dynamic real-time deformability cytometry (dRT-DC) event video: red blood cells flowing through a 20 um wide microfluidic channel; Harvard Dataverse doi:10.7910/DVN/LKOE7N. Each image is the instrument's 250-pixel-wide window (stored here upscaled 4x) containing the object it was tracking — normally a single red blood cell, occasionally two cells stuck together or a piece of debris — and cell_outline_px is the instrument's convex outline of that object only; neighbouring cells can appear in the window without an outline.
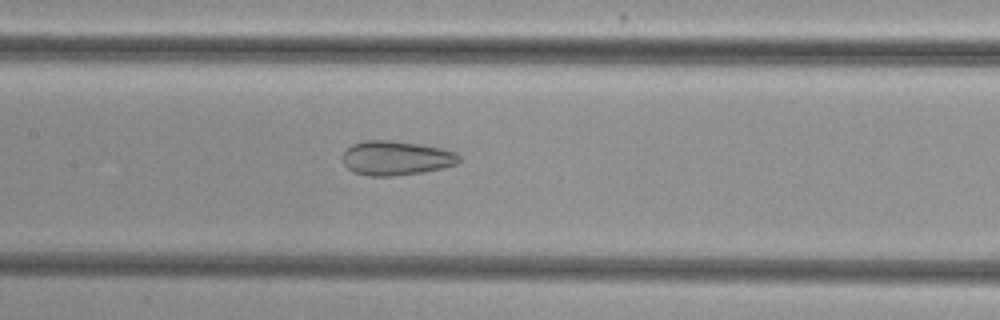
{"species": "common noctule bat (a hibernating species)", "species_latin": "Nyctalus noctula", "temperature_condition": "cold", "stored_images_in_passage": 39, "camera_frame_rate_fps": 3000, "um_per_image_px": 0.085, "animal": {"sex": "female", "body_mass_g": 29.2, "forearm_length_mm": 56.3}, "frame": {"image": 1, "passage_image": 12, "time_ms": 3.667, "image_size_px": [1000, 320], "cell_outline_px": [[460, 160], [456, 164], [440, 168], [420, 172], [392, 176], [368, 176], [352, 172], [344, 164], [344, 152], [352, 144], [364, 140], [392, 140], [420, 144], [440, 148], [456, 152], [460, 156]], "centroid_in_image_um": [33.65, 13.43], "position_along_channel_um": 173.7, "area_um2": 23.18}}
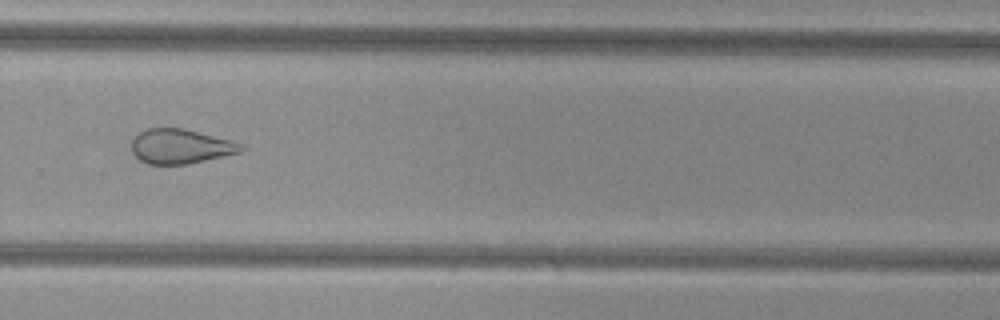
{"frame": {"image": 2, "passage_image": 23, "time_ms": 7.333, "image_size_px": [1000, 320], "cell_outline_px": [[244, 148], [240, 152], [188, 164], [148, 164], [140, 160], [132, 152], [132, 140], [140, 132], [148, 128], [184, 128], [232, 140], [244, 144]], "centroid_in_image_um": [15.36, 12.43], "position_along_channel_um": 314.4, "area_um2": 22.02}}
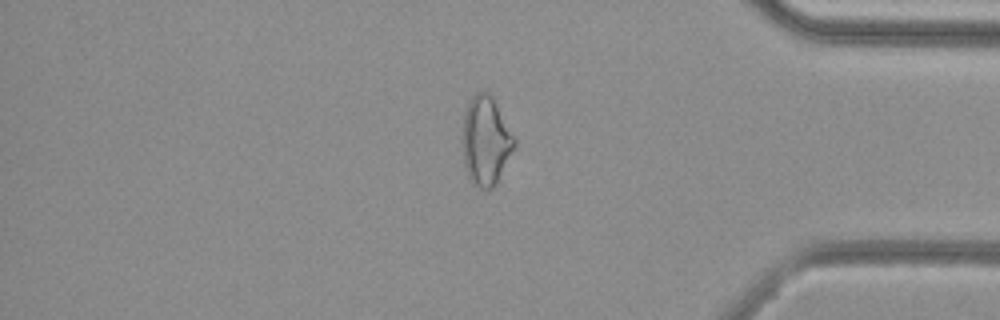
{"frame": {"image": 3, "passage_image": 31, "time_ms": 10.0, "image_size_px": [1000, 320], "cell_outline_px": [[516, 144], [496, 184], [492, 188], [480, 188], [472, 184], [468, 180], [464, 168], [460, 140], [464, 112], [472, 96], [476, 92], [488, 92], [516, 140]], "centroid_in_image_um": [41.22, 12.02], "position_along_channel_um": 394.0, "area_um2": 27.05}, "authors_computed_cell_mechanics": {"area_um2": 25.143, "velocity_mm_per_s": 3.85, "shape_relaxation_time_tau1_ms": null, "shape_relaxation_time_tau2_ms": 1.7968, "deformation_change_tau1": null, "deformation_change_tau2": 0.0937}}